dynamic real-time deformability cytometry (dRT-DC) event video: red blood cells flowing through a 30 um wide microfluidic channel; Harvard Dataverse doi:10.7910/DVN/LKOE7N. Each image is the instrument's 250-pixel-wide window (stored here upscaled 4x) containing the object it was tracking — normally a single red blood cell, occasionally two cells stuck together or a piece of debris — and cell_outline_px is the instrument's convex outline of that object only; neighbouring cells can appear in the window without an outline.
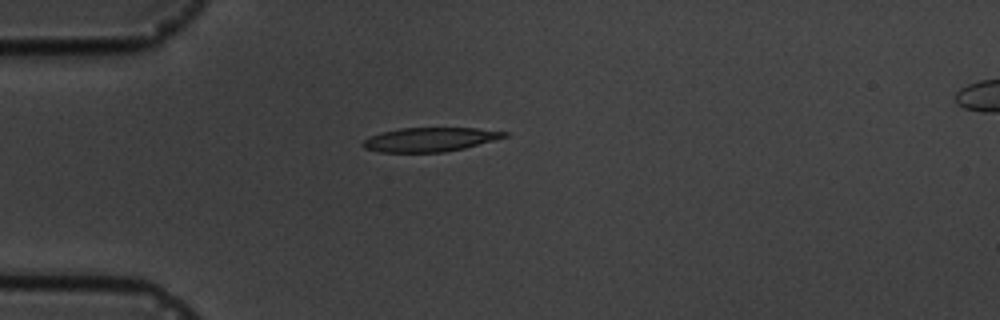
{"species": "common noctule bat (a hibernating species)", "species_latin": "Nyctalus noctula", "temperature_condition": "cold", "stored_images_in_passage": 4, "camera_frame_rate_fps": 3000, "um_per_image_px": 0.085, "animal": {"sex": "male", "body_mass_g": 19.5, "forearm_length_mm": 54.6}, "frame": {"image": 1, "passage_image": 1, "time_ms": 0.0, "image_size_px": [1000, 320], "cell_outline_px": [[508, 136], [496, 140], [464, 148], [444, 152], [380, 152], [364, 148], [360, 144], [364, 140], [372, 136], [384, 132], [400, 128], [476, 128], [508, 132]], "centroid_in_image_um": [36.57, 11.86], "position_along_channel_um": 48.4, "area_um2": 19.71}}
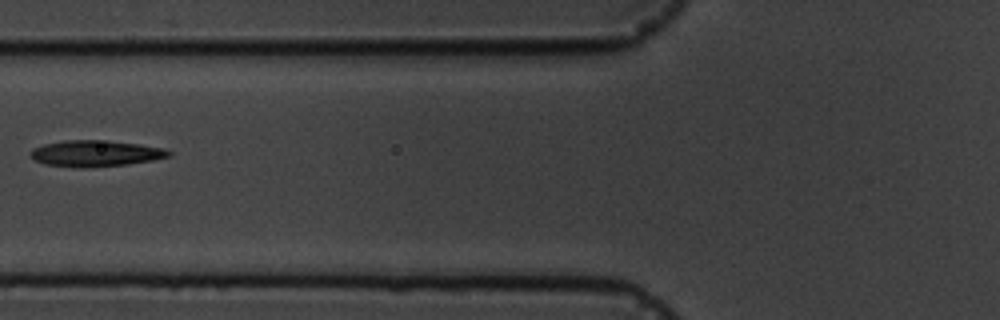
{"frame": {"image": 2, "passage_image": 3, "time_ms": 2.333, "image_size_px": [1000, 320], "cell_outline_px": [[172, 152], [168, 156], [152, 160], [128, 164], [84, 168], [80, 168], [44, 164], [28, 156], [28, 152], [32, 148], [44, 144], [64, 140], [108, 140], [140, 144], [164, 148]], "centroid_in_image_um": [8.07, 13.03], "position_along_channel_um": 117.7, "area_um2": 21.27}}
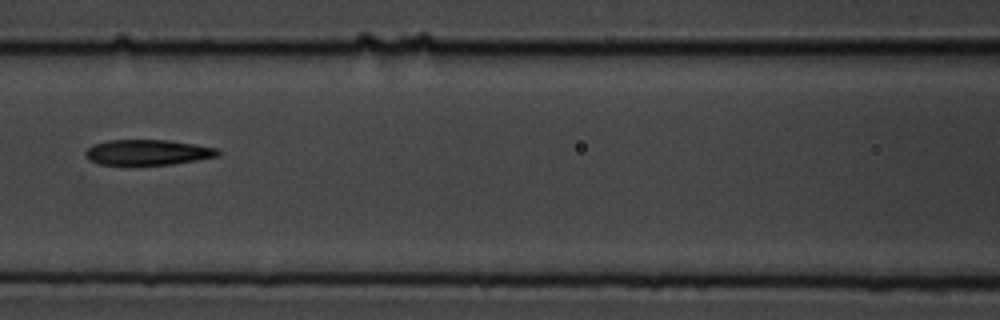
{"frame": {"image": 3, "passage_image": 4, "time_ms": 3.333, "image_size_px": [1000, 320], "cell_outline_px": [[220, 156], [172, 164], [100, 164], [88, 160], [84, 156], [84, 152], [88, 148], [96, 144], [108, 140], [164, 140], [196, 144], [216, 148], [220, 152]], "centroid_in_image_um": [12.55, 12.94], "position_along_channel_um": 154.0, "area_um2": 19.42}}